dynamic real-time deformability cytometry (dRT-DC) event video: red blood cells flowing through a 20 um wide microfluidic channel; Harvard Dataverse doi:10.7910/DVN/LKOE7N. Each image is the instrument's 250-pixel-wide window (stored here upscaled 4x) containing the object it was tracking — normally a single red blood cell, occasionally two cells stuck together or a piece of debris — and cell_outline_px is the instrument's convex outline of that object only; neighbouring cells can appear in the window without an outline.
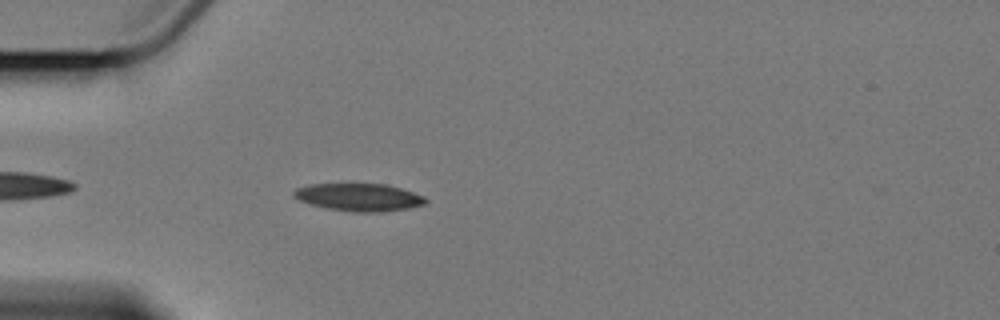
{"species": "Egyptian fruit bat (a non-hibernating species)", "species_latin": "Rousettus aegyptiacus", "temperature_condition": "cold", "stored_images_in_passage": 4, "camera_frame_rate_fps": 3000, "um_per_image_px": 0.085, "animal": {"sex": "female"}, "frame": {"image": 1, "passage_image": 4, "time_ms": 4.333, "image_size_px": [1000, 320], "cell_outline_px": [[428, 200], [424, 204], [408, 208], [376, 212], [352, 212], [328, 208], [312, 204], [300, 200], [292, 196], [292, 192], [296, 188], [308, 184], [384, 184], [400, 188], [424, 196]], "centroid_in_image_um": [30.49, 16.76], "position_along_channel_um": 54.5, "area_um2": 20.98}}